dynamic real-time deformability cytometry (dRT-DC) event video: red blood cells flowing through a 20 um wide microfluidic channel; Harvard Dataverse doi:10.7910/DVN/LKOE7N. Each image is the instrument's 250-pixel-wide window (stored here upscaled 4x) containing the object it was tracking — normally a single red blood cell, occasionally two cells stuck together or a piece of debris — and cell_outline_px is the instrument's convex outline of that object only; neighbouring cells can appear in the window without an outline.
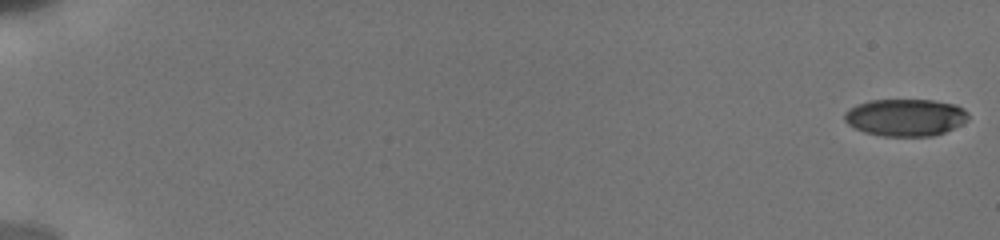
{"species": "human", "species_latin": "Homo sapiens", "temperature_condition": "cold", "stored_images_in_passage": 57, "camera_frame_rate_fps": 3000, "um_per_image_px": 0.085, "donor": {"sex": "male"}, "frame": {"image": 1, "passage_image": 1, "time_ms": 0.0, "image_size_px": [1000, 240], "cell_outline_px": [[968, 120], [944, 132], [932, 136], [884, 136], [864, 132], [848, 124], [844, 120], [844, 112], [848, 108], [856, 104], [868, 100], [932, 100], [956, 104], [964, 108], [968, 112]], "centroid_in_image_um": [76.94, 9.97], "position_along_channel_um": 8.1, "area_um2": 26.93}}
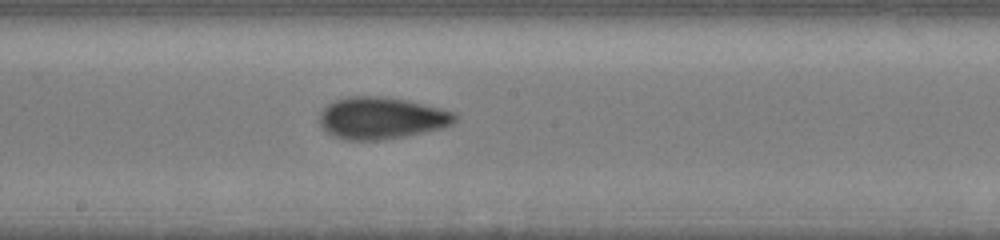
{"frame": {"image": 2, "passage_image": 33, "time_ms": 10.667, "image_size_px": [1000, 240], "cell_outline_px": [[460, 116], [452, 124], [444, 128], [404, 136], [376, 140], [344, 140], [332, 136], [320, 124], [320, 112], [332, 100], [348, 96], [384, 96], [408, 100], [456, 112]], "centroid_in_image_um": [32.44, 10.02], "position_along_channel_um": 215.8, "area_um2": 33.35}}
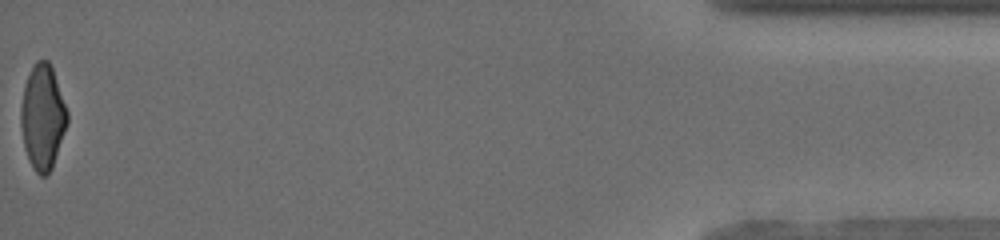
{"frame": {"image": 3, "passage_image": 57, "time_ms": 18.333, "image_size_px": [1000, 240], "cell_outline_px": [[68, 124], [52, 168], [44, 176], [40, 176], [32, 168], [28, 160], [24, 148], [20, 124], [20, 108], [24, 84], [32, 64], [36, 60], [48, 60], [52, 68], [68, 112]], "centroid_in_image_um": [3.61, 9.95], "position_along_channel_um": 431.6, "area_um2": 28.67}, "authors_computed_cell_mechanics": {"area_um2": 29.6514, "velocity_mm_per_s": 3.8626, "shape_relaxation_time_tau1_ms": 5.9817, "shape_relaxation_time_tau2_ms": 1.6487, "deformation_change_tau1": 0.1649, "deformation_change_tau2": 0.0677}}